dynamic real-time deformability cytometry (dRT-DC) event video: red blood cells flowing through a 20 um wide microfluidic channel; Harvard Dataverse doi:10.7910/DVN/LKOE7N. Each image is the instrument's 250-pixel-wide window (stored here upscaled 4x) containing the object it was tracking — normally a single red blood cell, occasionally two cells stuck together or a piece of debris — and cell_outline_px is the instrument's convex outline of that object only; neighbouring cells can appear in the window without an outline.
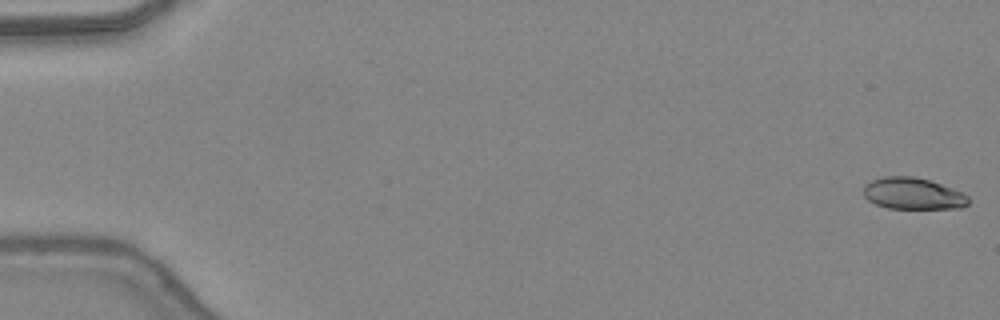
{"species": "common noctule bat (a hibernating species)", "species_latin": "Nyctalus noctula", "temperature_condition": "warm", "stored_images_in_passage": 30, "camera_frame_rate_fps": 3000, "um_per_image_px": 0.085, "animal": {"sex": "female", "body_mass_g": 24.6, "forearm_length_mm": 56.2}, "frame": {"image": 1, "passage_image": 1, "time_ms": 0.0, "image_size_px": [1000, 320], "cell_outline_px": [[968, 204], [964, 208], [888, 208], [876, 204], [868, 200], [864, 196], [864, 184], [872, 180], [884, 176], [912, 176], [928, 180], [940, 184], [960, 192], [968, 196]], "centroid_in_image_um": [77.57, 16.45], "position_along_channel_um": 7.4, "area_um2": 19.13}}
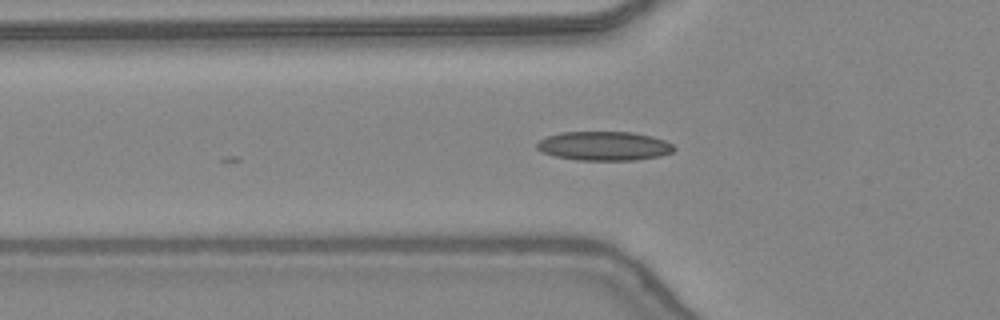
{"frame": {"image": 2, "passage_image": 17, "time_ms": 5.333, "image_size_px": [1000, 320], "cell_outline_px": [[676, 148], [672, 152], [660, 156], [636, 160], [576, 160], [556, 156], [540, 152], [536, 148], [536, 144], [540, 140], [548, 136], [560, 132], [632, 132], [652, 136], [664, 140], [672, 144]], "centroid_in_image_um": [51.34, 12.41], "position_along_channel_um": 74.5, "area_um2": 23.29}}
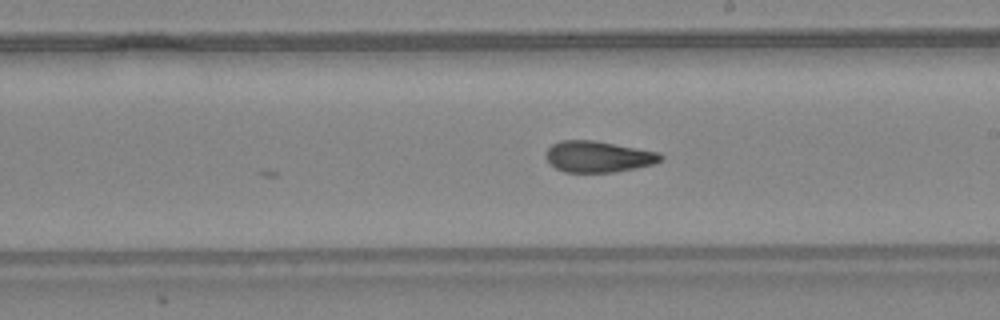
{"frame": {"image": 3, "passage_image": 28, "time_ms": 9.0, "image_size_px": [1000, 320], "cell_outline_px": [[664, 160], [656, 164], [616, 172], [564, 172], [556, 168], [544, 156], [544, 152], [552, 144], [560, 140], [596, 140], [660, 152], [664, 156]], "centroid_in_image_um": [50.89, 13.31], "position_along_channel_um": 238.1, "area_um2": 21.27}}